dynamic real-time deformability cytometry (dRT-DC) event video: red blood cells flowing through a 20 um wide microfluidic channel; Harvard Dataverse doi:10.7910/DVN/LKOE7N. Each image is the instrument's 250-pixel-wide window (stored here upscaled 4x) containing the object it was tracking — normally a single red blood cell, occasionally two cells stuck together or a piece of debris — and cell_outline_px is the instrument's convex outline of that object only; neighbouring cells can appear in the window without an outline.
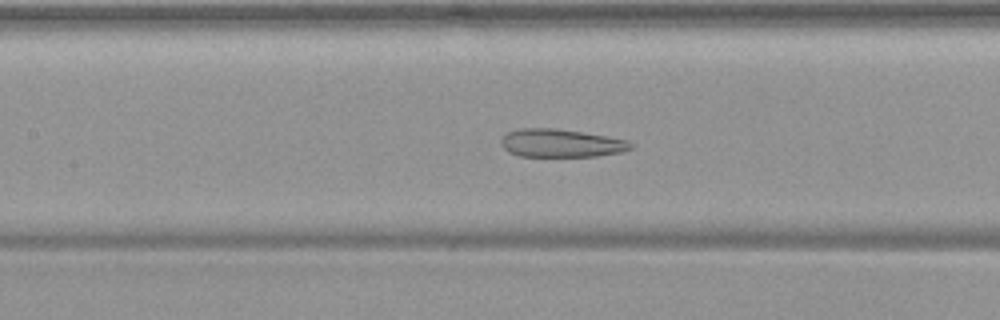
{"species": "common noctule bat (a hibernating species)", "species_latin": "Nyctalus noctula", "temperature_condition": "warm", "stored_images_in_passage": 50, "camera_frame_rate_fps": 3000, "um_per_image_px": 0.085, "animal": {"sex": "female", "body_mass_g": 19.9}, "frame": {"image": 1, "passage_image": 26, "time_ms": 8.333, "image_size_px": [1000, 320], "cell_outline_px": [[632, 148], [620, 152], [596, 156], [520, 156], [508, 152], [500, 144], [500, 140], [508, 132], [520, 128], [556, 128], [584, 132], [628, 140], [632, 144]], "centroid_in_image_um": [47.66, 12.16], "position_along_channel_um": 159.7, "area_um2": 21.21}}
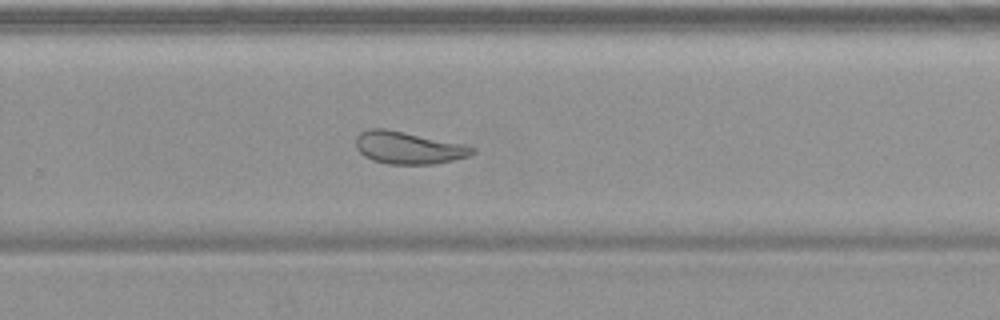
{"frame": {"image": 2, "passage_image": 37, "time_ms": 12.0, "image_size_px": [1000, 320], "cell_outline_px": [[476, 152], [468, 156], [452, 160], [432, 164], [388, 164], [372, 160], [364, 156], [356, 148], [356, 136], [360, 132], [368, 128], [384, 128], [464, 144], [476, 148]], "centroid_in_image_um": [34.68, 12.55], "position_along_channel_um": 295.1, "area_um2": 21.91}}
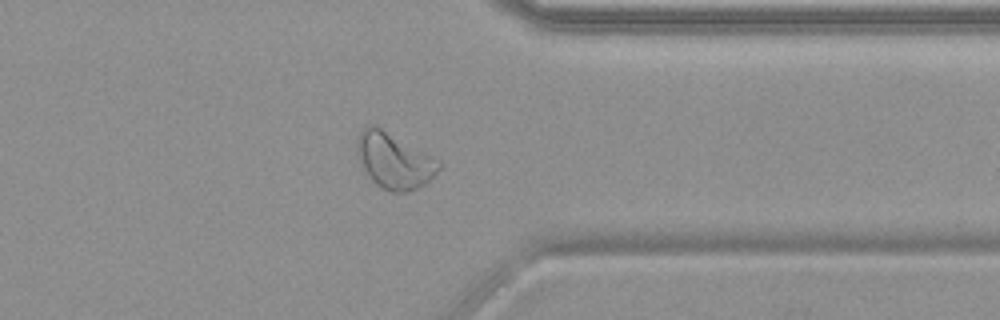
{"frame": {"image": 3, "passage_image": 44, "time_ms": 14.333, "image_size_px": [1000, 320], "cell_outline_px": [[440, 168], [424, 184], [408, 192], [392, 192], [376, 184], [368, 176], [360, 164], [356, 156], [356, 140], [360, 132], [368, 124], [376, 124], [440, 160]], "centroid_in_image_um": [33.45, 13.62], "position_along_channel_um": 377.9, "area_um2": 26.7}}